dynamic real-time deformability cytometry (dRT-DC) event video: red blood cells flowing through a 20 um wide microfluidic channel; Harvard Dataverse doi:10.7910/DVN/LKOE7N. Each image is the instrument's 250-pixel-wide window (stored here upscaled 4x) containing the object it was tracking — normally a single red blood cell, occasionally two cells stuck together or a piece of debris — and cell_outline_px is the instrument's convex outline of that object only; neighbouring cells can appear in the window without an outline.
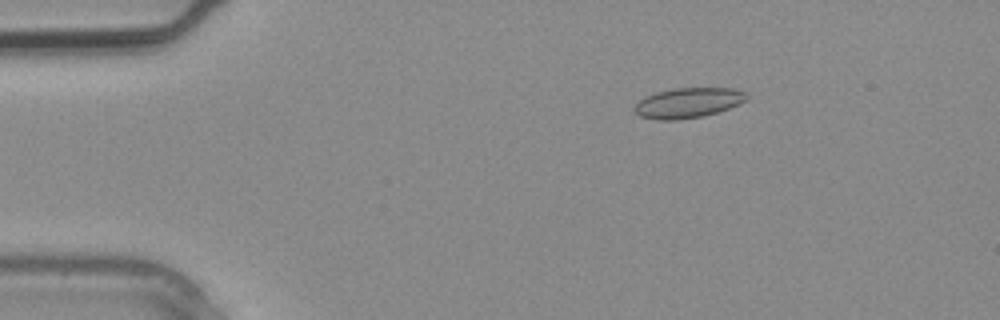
{"species": "common noctule bat (a hibernating species)", "species_latin": "Nyctalus noctula", "temperature_condition": "warm", "stored_images_in_passage": 2, "segment_of_instrument_passage": [1, 2], "camera_frame_rate_fps": 3000, "um_per_image_px": 0.085, "animal": {"sex": "male", "body_mass_g": 20.4}, "frame": {"image": 1, "passage_image": 1, "time_ms": 0.0, "image_size_px": [1000, 320], "cell_outline_px": [[748, 100], [740, 104], [704, 116], [676, 120], [656, 120], [640, 116], [632, 108], [644, 96], [656, 92], [672, 88], [732, 88], [748, 92]], "centroid_in_image_um": [58.5, 8.73], "position_along_channel_um": 26.5, "area_um2": 19.88}}